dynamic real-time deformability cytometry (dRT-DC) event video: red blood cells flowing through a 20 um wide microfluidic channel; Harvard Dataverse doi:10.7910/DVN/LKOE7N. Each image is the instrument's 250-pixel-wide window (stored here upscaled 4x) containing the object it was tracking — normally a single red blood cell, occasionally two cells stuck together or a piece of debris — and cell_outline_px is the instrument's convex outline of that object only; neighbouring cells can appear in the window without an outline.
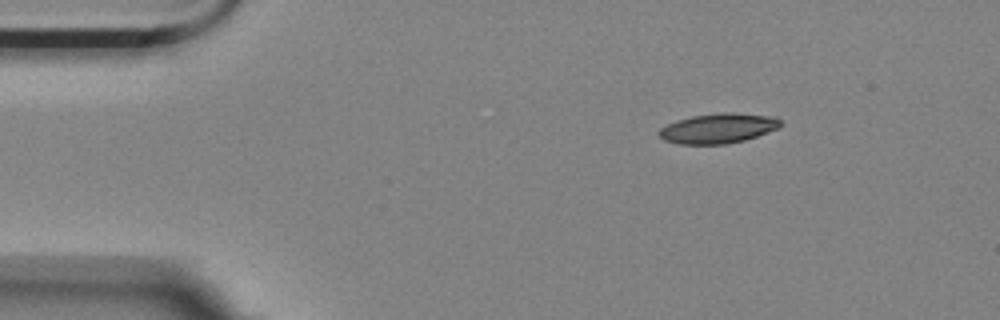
{"species": "Egyptian fruit bat (a non-hibernating species)", "species_latin": "Rousettus aegyptiacus", "temperature_condition": "room temperature", "stored_images_in_passage": 4, "camera_frame_rate_fps": 3000, "um_per_image_px": 0.085, "animal": {"sex": "female"}, "frame": {"image": 1, "passage_image": 1, "time_ms": 0.0, "image_size_px": [1000, 320], "cell_outline_px": [[780, 128], [744, 140], [724, 144], [680, 144], [664, 140], [656, 132], [660, 128], [676, 120], [692, 116], [720, 112], [736, 112], [776, 116], [780, 120]], "centroid_in_image_um": [61.05, 10.89], "position_along_channel_um": 23.9, "area_um2": 21.33}}
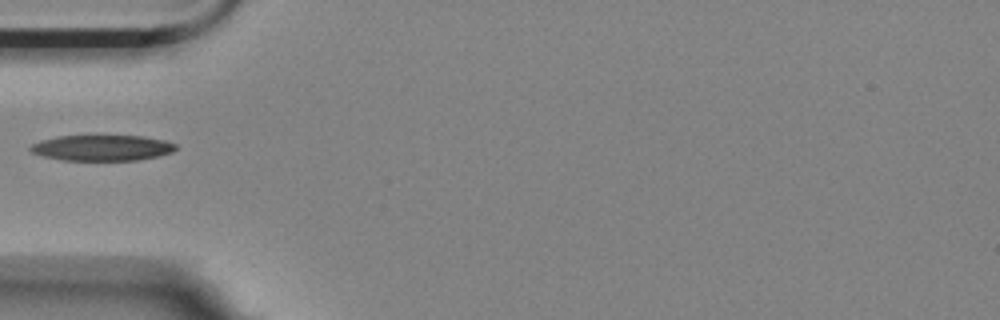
{"frame": {"image": 2, "passage_image": 4, "time_ms": 1.0, "image_size_px": [1000, 320], "cell_outline_px": [[176, 148], [172, 152], [156, 156], [136, 160], [64, 160], [44, 156], [32, 152], [28, 148], [32, 144], [40, 140], [56, 136], [144, 136], [164, 140], [176, 144]], "centroid_in_image_um": [8.66, 12.56], "position_along_channel_um": 76.3, "area_um2": 21.62}}